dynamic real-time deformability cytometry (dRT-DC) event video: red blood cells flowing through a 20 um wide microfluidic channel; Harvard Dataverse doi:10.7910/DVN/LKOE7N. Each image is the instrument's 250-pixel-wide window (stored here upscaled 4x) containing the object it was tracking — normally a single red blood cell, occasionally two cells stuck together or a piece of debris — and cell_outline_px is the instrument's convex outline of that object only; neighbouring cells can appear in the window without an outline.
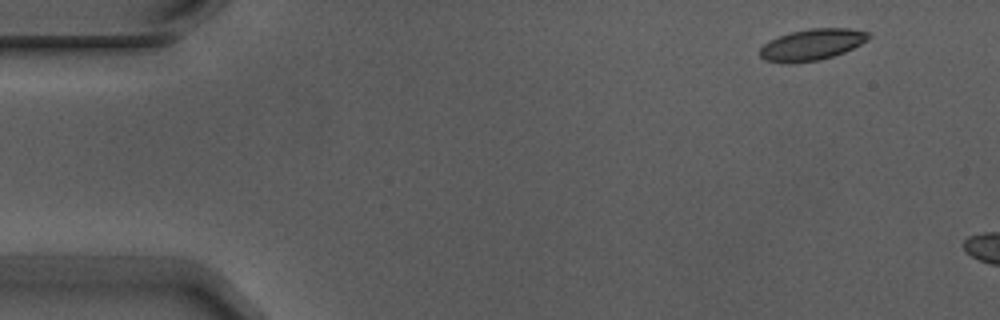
{"species": "Egyptian fruit bat (a non-hibernating species)", "species_latin": "Rousettus aegyptiacus", "temperature_condition": "warm", "stored_images_in_passage": 3, "camera_frame_rate_fps": 3000, "um_per_image_px": 0.085, "animal": {"sex": "male"}, "frame": {"image": 1, "passage_image": 1, "time_ms": 0.0, "image_size_px": [1000, 320], "cell_outline_px": [[872, 36], [868, 40], [844, 52], [820, 60], [788, 64], [784, 64], [764, 60], [760, 56], [760, 48], [768, 40], [788, 32], [808, 28], [848, 28], [868, 32]], "centroid_in_image_um": [68.98, 3.79], "position_along_channel_um": 16.0, "area_um2": 20.11}}